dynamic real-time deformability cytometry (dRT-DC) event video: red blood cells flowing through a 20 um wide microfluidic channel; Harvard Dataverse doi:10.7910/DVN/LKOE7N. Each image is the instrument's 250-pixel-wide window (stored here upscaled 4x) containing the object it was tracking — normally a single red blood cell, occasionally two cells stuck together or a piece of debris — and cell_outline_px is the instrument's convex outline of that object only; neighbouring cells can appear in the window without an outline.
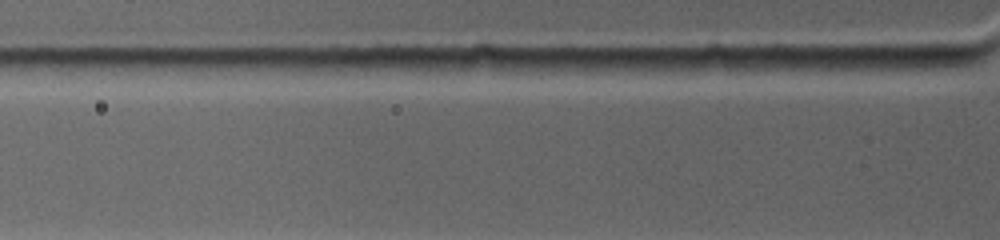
{"species": "common noctule bat (a hibernating species)", "species_latin": "Nyctalus noctula", "temperature_condition": "warm", "stored_images_in_passage": 2, "camera_frame_rate_fps": 4500, "um_per_image_px": 0.085, "animal": {"sex": "female", "body_mass_g": 19.0, "forearm_length_mm": 53.3}, "frame": {"image": 1, "passage_image": 2, "time_ms": 0.444, "image_size_px": [1000, 240], "cell_outline_px": [[980, 60], [972, 64], [940, 68], [840, 68], [844, 64], [860, 56], [968, 56]], "centroid_in_image_um": [77.26, 5.27], "position_along_channel_um": 48.5, "area_um2": 10.4}}